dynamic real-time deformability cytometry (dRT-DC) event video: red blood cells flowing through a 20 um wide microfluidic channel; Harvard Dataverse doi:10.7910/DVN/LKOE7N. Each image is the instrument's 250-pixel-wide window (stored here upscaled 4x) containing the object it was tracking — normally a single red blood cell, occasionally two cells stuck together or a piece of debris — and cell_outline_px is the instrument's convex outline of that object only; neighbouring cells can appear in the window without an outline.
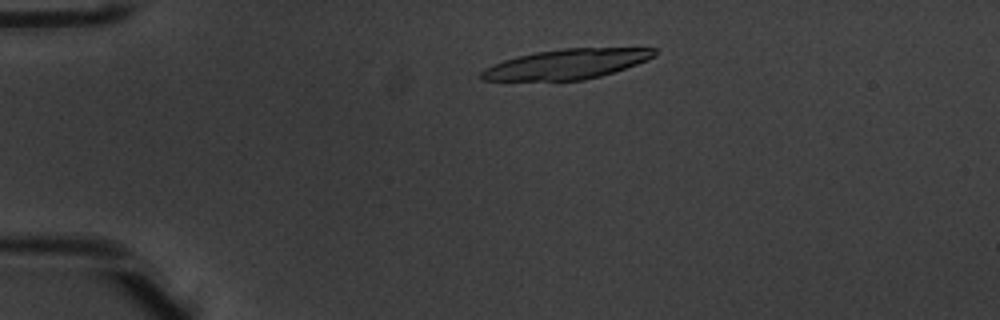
{"species": "common noctule bat (a hibernating species)", "species_latin": "Nyctalus noctula", "temperature_condition": "warm", "stored_images_in_passage": 4, "camera_frame_rate_fps": 3000, "um_per_image_px": 0.085, "animal": {"sex": "male", "body_mass_g": 20.1, "forearm_length_mm": 53.5}, "frame": {"image": 1, "passage_image": 3, "time_ms": 0.667, "image_size_px": [1000, 320], "cell_outline_px": [[656, 56], [648, 60], [600, 76], [584, 80], [480, 80], [480, 72], [484, 68], [492, 64], [516, 56], [536, 52], [564, 48], [656, 48]], "centroid_in_image_um": [48.14, 5.44], "position_along_channel_um": 36.9, "area_um2": 30.0}}